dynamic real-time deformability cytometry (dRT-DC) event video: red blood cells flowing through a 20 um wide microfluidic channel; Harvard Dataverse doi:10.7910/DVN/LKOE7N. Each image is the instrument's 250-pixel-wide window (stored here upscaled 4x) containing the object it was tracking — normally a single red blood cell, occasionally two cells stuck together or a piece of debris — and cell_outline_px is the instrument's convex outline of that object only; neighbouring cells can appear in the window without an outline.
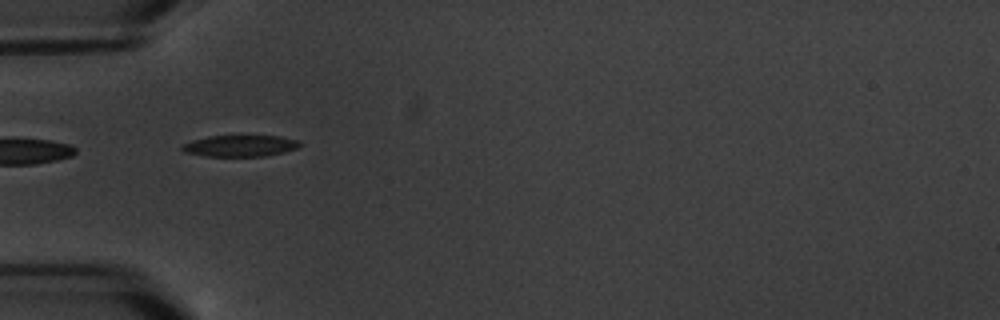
{"species": "common noctule bat (a hibernating species)", "species_latin": "Nyctalus noctula", "temperature_condition": "warm", "stored_images_in_passage": 2, "camera_frame_rate_fps": 3000, "um_per_image_px": 0.085, "animal": {"sex": "male", "body_mass_g": 20.1, "forearm_length_mm": 53.5}, "frame": {"image": 1, "passage_image": 1, "time_ms": 0.0, "image_size_px": [1000, 320], "cell_outline_px": [[300, 144], [296, 148], [284, 152], [264, 156], [204, 156], [184, 152], [180, 148], [184, 144], [192, 140], [208, 136], [280, 136], [296, 140]], "centroid_in_image_um": [20.36, 12.4], "position_along_channel_um": 64.6, "area_um2": 14.51}}